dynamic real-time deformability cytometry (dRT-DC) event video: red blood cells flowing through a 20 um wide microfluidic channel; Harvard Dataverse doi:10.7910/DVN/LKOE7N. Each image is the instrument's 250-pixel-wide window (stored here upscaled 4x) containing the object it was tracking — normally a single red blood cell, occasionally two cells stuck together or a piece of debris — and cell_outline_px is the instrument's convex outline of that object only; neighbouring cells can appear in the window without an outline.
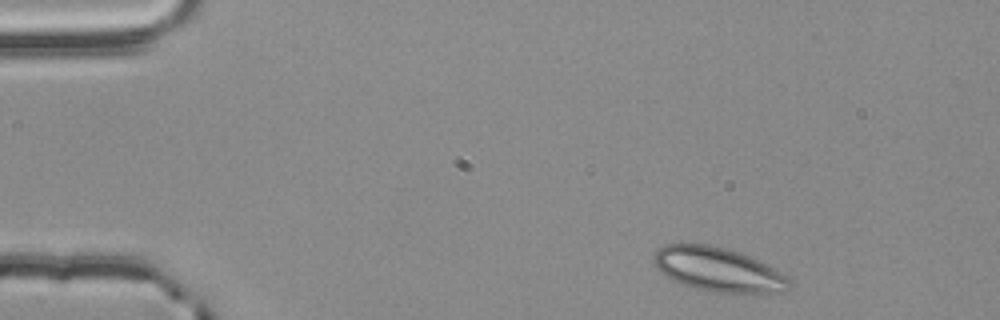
{"species": "common noctule bat (a hibernating species)", "species_latin": "Nyctalus noctula", "temperature_condition": "room temperature", "stored_images_in_passage": 3, "camera_frame_rate_fps": 3000, "um_per_image_px": 0.085, "animal": {"sex": "male", "body_mass_g": 20.4}, "frame": {"image": 1, "passage_image": 1, "time_ms": 0.0, "image_size_px": [1000, 320], "cell_outline_px": [[792, 284], [784, 292], [744, 296], [716, 292], [692, 288], [680, 284], [672, 280], [660, 272], [652, 260], [656, 252], [664, 244], [708, 244], [740, 252], [752, 256], [768, 264], [788, 276], [792, 280]], "centroid_in_image_um": [61.13, 22.96], "position_along_channel_um": 23.9, "area_um2": 36.01}}